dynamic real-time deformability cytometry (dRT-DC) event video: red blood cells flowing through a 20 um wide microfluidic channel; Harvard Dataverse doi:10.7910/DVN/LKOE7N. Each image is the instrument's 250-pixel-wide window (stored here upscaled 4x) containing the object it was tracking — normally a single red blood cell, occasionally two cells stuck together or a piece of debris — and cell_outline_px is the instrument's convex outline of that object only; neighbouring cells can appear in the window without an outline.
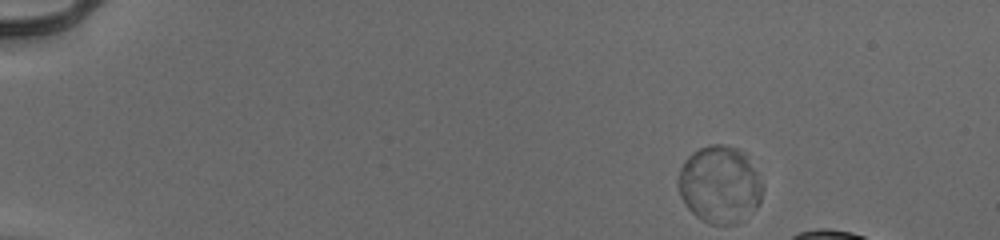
{"species": "human", "species_latin": "Homo sapiens", "temperature_condition": "cold", "stored_images_in_passage": 16, "camera_frame_rate_fps": 3000, "um_per_image_px": 0.085, "donor": {"sex": "male"}, "frame": {"image": 1, "passage_image": 1, "time_ms": 0.0, "image_size_px": [1000, 240], "cell_outline_px": [[764, 188], [760, 200], [756, 208], [736, 224], [708, 224], [696, 216], [684, 204], [680, 196], [676, 184], [676, 180], [680, 168], [684, 160], [692, 152], [708, 144], [720, 144], [736, 148], [744, 152], [764, 184]], "centroid_in_image_um": [61.15, 15.68], "position_along_channel_um": 23.9, "area_um2": 38.38}}
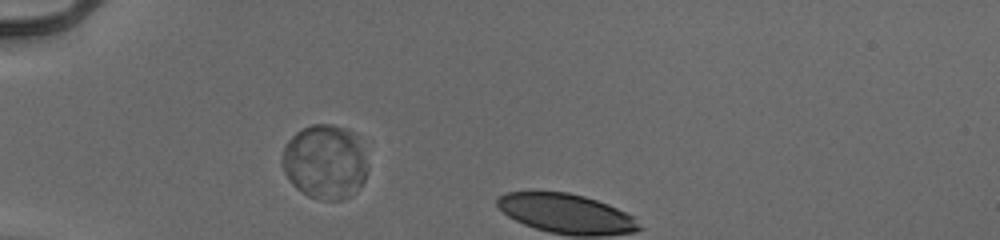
{"frame": {"image": 2, "passage_image": 12, "time_ms": 3.667, "image_size_px": [1000, 240], "cell_outline_px": [[368, 168], [364, 180], [352, 196], [340, 200], [320, 200], [308, 196], [296, 188], [292, 184], [284, 172], [280, 164], [280, 160], [284, 144], [296, 132], [312, 124], [332, 124], [344, 128], [352, 132], [368, 164]], "centroid_in_image_um": [27.57, 13.78], "position_along_channel_um": 57.4, "area_um2": 37.11}}